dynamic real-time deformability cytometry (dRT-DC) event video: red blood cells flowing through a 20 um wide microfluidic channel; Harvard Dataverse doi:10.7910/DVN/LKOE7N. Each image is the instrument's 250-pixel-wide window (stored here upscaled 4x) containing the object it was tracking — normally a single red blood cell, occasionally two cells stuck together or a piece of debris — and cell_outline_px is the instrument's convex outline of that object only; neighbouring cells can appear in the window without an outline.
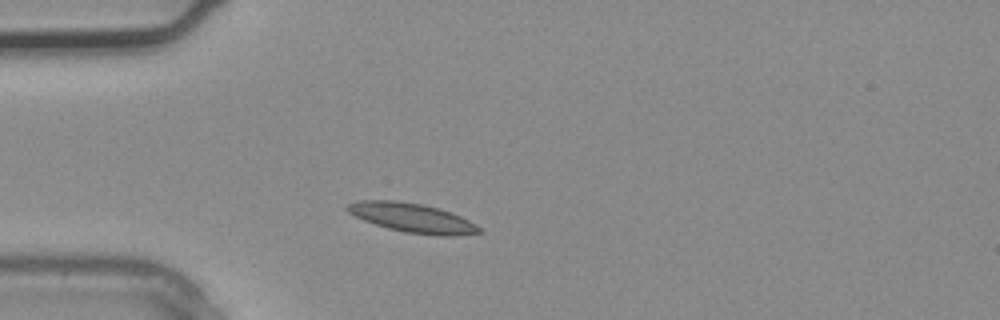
{"species": "common noctule bat (a hibernating species)", "species_latin": "Nyctalus noctula", "temperature_condition": "warm", "stored_images_in_passage": 1, "camera_frame_rate_fps": 3000, "um_per_image_px": 0.085, "animal": {"sex": "male", "body_mass_g": 20.4}, "frame": {"image": 1, "passage_image": 1, "time_ms": 0.0, "image_size_px": [1000, 320], "cell_outline_px": [[484, 232], [456, 236], [440, 236], [404, 232], [388, 228], [364, 220], [348, 212], [344, 208], [344, 204], [360, 200], [396, 200], [420, 204], [436, 208], [460, 216], [476, 224]], "centroid_in_image_um": [35.02, 18.52], "position_along_channel_um": 50.0, "area_um2": 22.37}}